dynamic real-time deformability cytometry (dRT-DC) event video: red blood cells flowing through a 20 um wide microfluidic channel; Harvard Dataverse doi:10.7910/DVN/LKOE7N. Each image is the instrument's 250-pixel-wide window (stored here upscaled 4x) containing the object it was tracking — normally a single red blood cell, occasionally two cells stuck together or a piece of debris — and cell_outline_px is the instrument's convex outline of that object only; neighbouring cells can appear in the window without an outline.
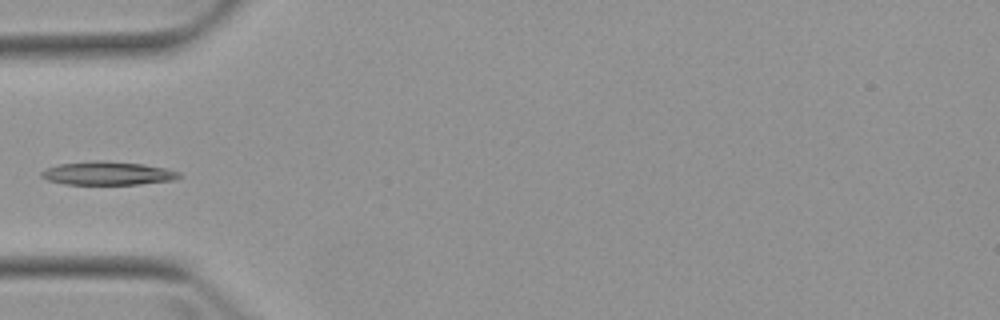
{"species": "Egyptian fruit bat (a non-hibernating species)", "species_latin": "Rousettus aegyptiacus", "temperature_condition": "warm", "stored_images_in_passage": 5, "camera_frame_rate_fps": 3000, "um_per_image_px": 0.085, "animal": {"sex": "female"}, "frame": {"image": 1, "passage_image": 5, "time_ms": 4.667, "image_size_px": [1000, 320], "cell_outline_px": [[180, 176], [176, 180], [140, 184], [64, 184], [48, 180], [40, 176], [40, 172], [48, 168], [60, 164], [96, 160], [104, 160], [144, 164], [164, 168], [180, 172]], "centroid_in_image_um": [9.17, 14.73], "position_along_channel_um": 75.8, "area_um2": 18.79}}